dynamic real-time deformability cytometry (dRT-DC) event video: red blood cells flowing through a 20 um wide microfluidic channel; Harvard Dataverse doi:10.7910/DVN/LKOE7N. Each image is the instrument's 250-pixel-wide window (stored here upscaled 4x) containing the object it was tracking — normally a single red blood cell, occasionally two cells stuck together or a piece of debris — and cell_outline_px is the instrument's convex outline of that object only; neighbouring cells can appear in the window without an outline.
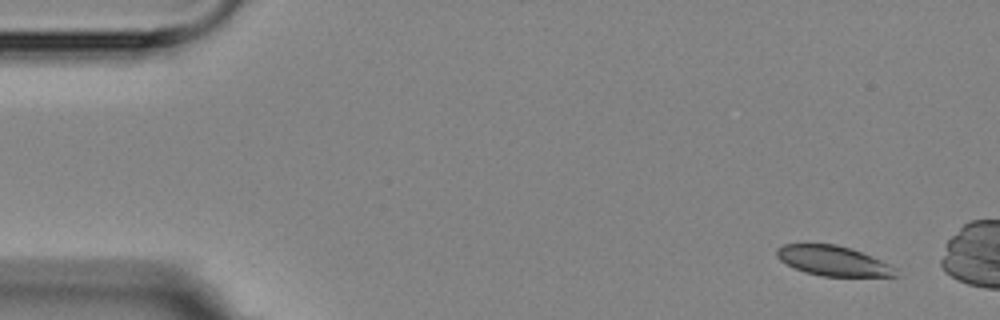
{"species": "Egyptian fruit bat (a non-hibernating species)", "species_latin": "Rousettus aegyptiacus", "temperature_condition": "room temperature", "stored_images_in_passage": 3, "camera_frame_rate_fps": 3000, "um_per_image_px": 0.085, "animal": {"sex": "female"}, "frame": {"image": 1, "passage_image": 1, "time_ms": 0.0, "image_size_px": [1000, 320], "cell_outline_px": [[900, 276], [824, 276], [804, 272], [780, 260], [776, 256], [776, 248], [784, 244], [836, 244], [852, 248], [872, 256], [896, 268]], "centroid_in_image_um": [70.83, 22.16], "position_along_channel_um": 14.2, "area_um2": 20.69}}